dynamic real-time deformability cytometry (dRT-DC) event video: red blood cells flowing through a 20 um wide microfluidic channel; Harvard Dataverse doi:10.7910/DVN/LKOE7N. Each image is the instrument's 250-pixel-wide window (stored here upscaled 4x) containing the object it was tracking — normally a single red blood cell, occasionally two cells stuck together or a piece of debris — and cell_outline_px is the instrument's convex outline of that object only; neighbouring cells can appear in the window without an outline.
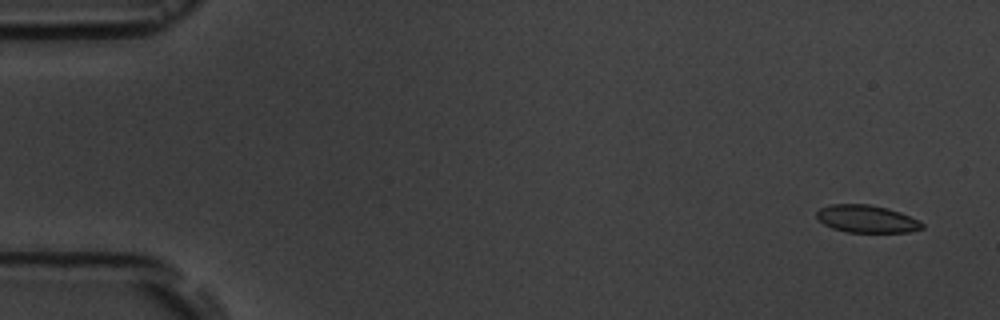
{"species": "common noctule bat (a hibernating species)", "species_latin": "Nyctalus noctula", "temperature_condition": "room temperature", "stored_images_in_passage": 5, "camera_frame_rate_fps": 3000, "um_per_image_px": 0.085, "animal": {"sex": "male", "body_mass_g": 19.5, "forearm_length_mm": 54.6}, "frame": {"image": 1, "passage_image": 1, "time_ms": 0.0, "image_size_px": [1000, 320], "cell_outline_px": [[924, 228], [908, 232], [844, 232], [832, 228], [824, 224], [816, 216], [816, 212], [820, 208], [828, 204], [868, 204], [888, 208], [900, 212], [920, 220], [924, 224]], "centroid_in_image_um": [73.67, 18.6], "position_along_channel_um": 11.3, "area_um2": 17.05}}
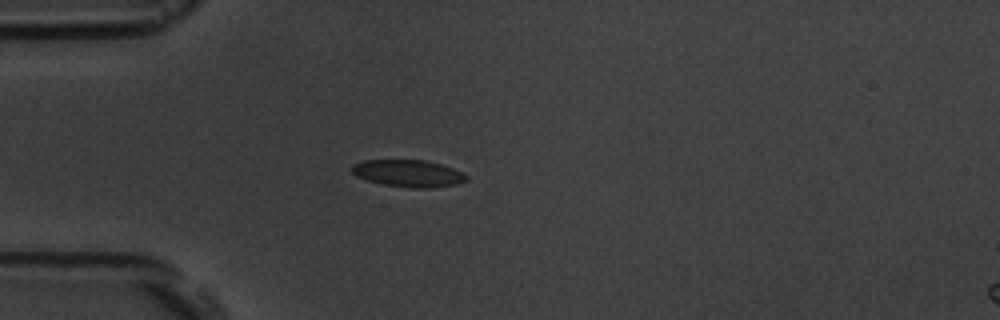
{"frame": {"image": 2, "passage_image": 5, "time_ms": 4.333, "image_size_px": [1000, 320], "cell_outline_px": [[468, 180], [456, 184], [428, 188], [412, 188], [380, 184], [356, 176], [352, 172], [352, 164], [364, 160], [424, 160], [440, 164], [452, 168], [468, 176]], "centroid_in_image_um": [34.68, 14.74], "position_along_channel_um": 50.3, "area_um2": 17.98}}